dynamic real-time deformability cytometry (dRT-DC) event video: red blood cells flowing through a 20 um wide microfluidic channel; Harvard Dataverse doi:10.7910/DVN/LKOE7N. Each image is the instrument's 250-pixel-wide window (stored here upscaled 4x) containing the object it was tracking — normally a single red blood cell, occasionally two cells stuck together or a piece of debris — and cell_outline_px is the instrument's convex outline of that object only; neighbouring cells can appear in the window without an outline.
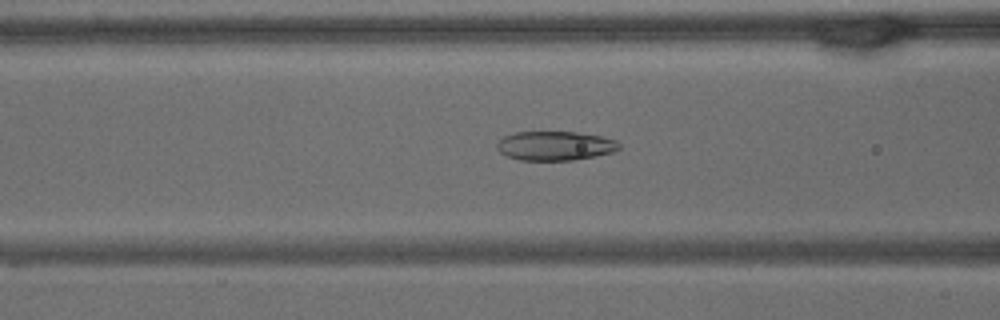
{"species": "common noctule bat (a hibernating species)", "species_latin": "Nyctalus noctula", "temperature_condition": "warm", "stored_images_in_passage": 64, "camera_frame_rate_fps": 3000, "um_per_image_px": 0.085, "animal": {"sex": "male", "body_mass_g": 15.6}, "frame": {"image": 1, "passage_image": 25, "time_ms": 8.0, "image_size_px": [1000, 320], "cell_outline_px": [[620, 148], [612, 152], [596, 156], [572, 160], [520, 160], [508, 156], [500, 152], [496, 148], [496, 144], [504, 136], [516, 132], [576, 132], [600, 136], [616, 140], [620, 144]], "centroid_in_image_um": [47.18, 12.39], "position_along_channel_um": 119.4, "area_um2": 20.69}}
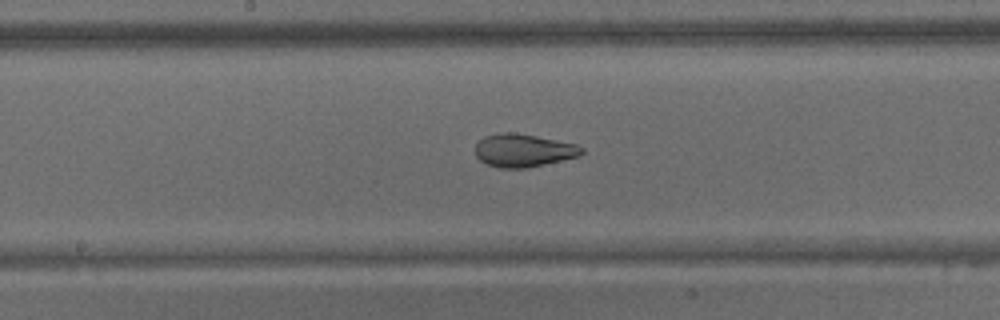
{"frame": {"image": 2, "passage_image": 33, "time_ms": 10.667, "image_size_px": [1000, 320], "cell_outline_px": [[584, 152], [580, 156], [544, 164], [524, 168], [500, 168], [488, 164], [480, 160], [476, 156], [476, 144], [484, 136], [500, 132], [512, 132], [536, 136], [576, 144], [584, 148]], "centroid_in_image_um": [44.49, 12.78], "position_along_channel_um": 203.7, "area_um2": 20.35}}
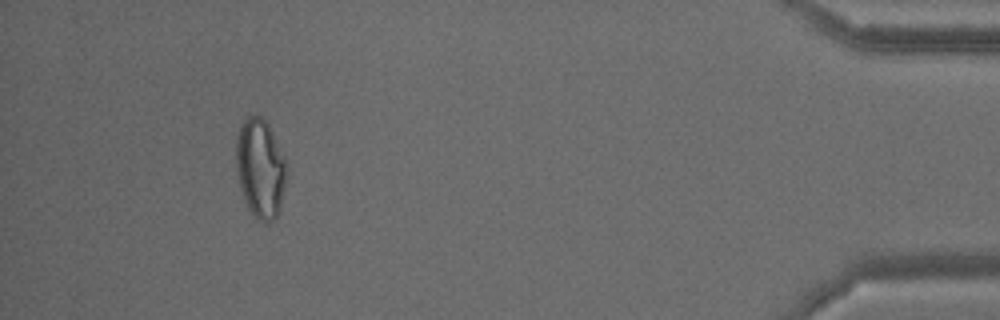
{"frame": {"image": 3, "passage_image": 59, "time_ms": 19.333, "image_size_px": [1000, 320], "cell_outline_px": [[288, 168], [280, 212], [276, 220], [268, 224], [264, 224], [248, 208], [244, 200], [240, 188], [236, 168], [236, 136], [244, 120], [248, 116], [260, 116], [268, 124], [284, 156]], "centroid_in_image_um": [22.15, 14.36], "position_along_channel_um": 413.1, "area_um2": 29.48}, "authors_computed_cell_mechanics": {"area_um2": 26.1256, "velocity_mm_per_s": 3.1533, "shape_relaxation_time_tau1_ms": null, "shape_relaxation_time_tau2_ms": 1.8319, "deformation_change_tau1": null, "deformation_change_tau2": 0.082}}